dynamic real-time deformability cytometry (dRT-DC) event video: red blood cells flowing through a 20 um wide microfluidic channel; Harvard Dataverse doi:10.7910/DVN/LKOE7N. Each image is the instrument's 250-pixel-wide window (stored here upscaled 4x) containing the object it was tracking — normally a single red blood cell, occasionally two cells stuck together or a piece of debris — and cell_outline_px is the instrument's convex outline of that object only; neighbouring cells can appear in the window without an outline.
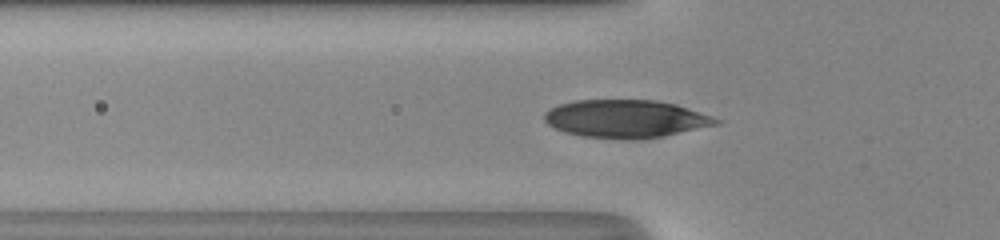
{"species": "human", "species_latin": "Homo sapiens", "temperature_condition": "room temperature", "stored_images_in_passage": 34, "camera_frame_rate_fps": 3000, "um_per_image_px": 0.085, "donor": {"sex": "male"}, "frame": {"image": 1, "passage_image": 3, "time_ms": 0.667, "image_size_px": [1000, 240], "cell_outline_px": [[720, 124], [664, 136], [644, 140], [624, 140], [580, 136], [564, 132], [548, 124], [544, 120], [544, 112], [548, 108], [560, 104], [576, 100], [656, 100], [676, 104], [712, 116], [720, 120]], "centroid_in_image_um": [53.18, 10.11], "position_along_channel_um": 72.6, "area_um2": 38.32}}
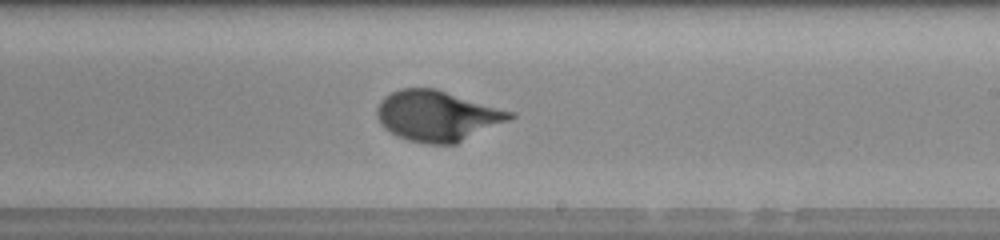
{"frame": {"image": 2, "passage_image": 16, "time_ms": 5.0, "image_size_px": [1000, 240], "cell_outline_px": [[516, 116], [508, 120], [456, 144], [424, 144], [408, 140], [396, 136], [384, 128], [380, 124], [376, 116], [376, 108], [380, 100], [384, 96], [400, 88], [436, 88], [516, 112]], "centroid_in_image_um": [37.15, 9.84], "position_along_channel_um": 251.9, "area_um2": 39.48}}
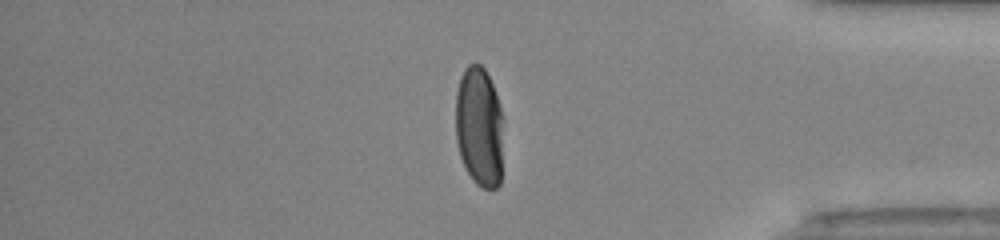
{"frame": {"image": 3, "passage_image": 28, "time_ms": 9.0, "image_size_px": [1000, 240], "cell_outline_px": [[500, 184], [496, 188], [484, 188], [476, 184], [472, 180], [460, 156], [456, 140], [456, 92], [460, 76], [464, 68], [472, 60], [476, 60], [484, 68], [492, 84], [500, 108]], "centroid_in_image_um": [40.68, 10.71], "position_along_channel_um": 394.5, "area_um2": 32.95}, "authors_computed_cell_mechanics": {"area_um2": 37.9168, "velocity_mm_per_s": 4.1444, "shape_relaxation_time_tau1_ms": 3.4034, "shape_relaxation_time_tau2_ms": null, "deformation_change_tau1": 0.1846, "deformation_change_tau2": null}}